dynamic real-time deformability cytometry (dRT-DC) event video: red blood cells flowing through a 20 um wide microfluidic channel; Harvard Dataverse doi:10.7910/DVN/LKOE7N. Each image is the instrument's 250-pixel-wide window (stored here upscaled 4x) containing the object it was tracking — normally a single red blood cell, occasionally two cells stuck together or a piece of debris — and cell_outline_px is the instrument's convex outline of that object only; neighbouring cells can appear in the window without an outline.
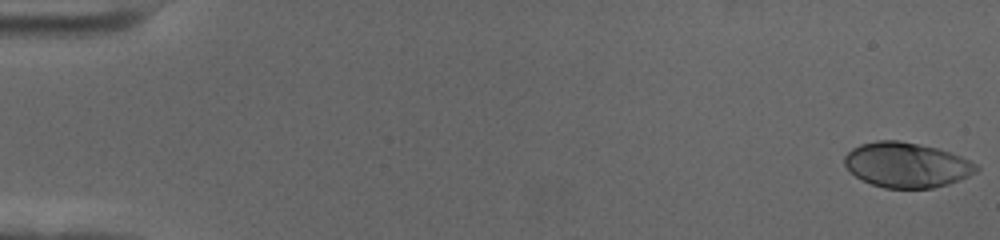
{"species": "human", "species_latin": "Homo sapiens", "temperature_condition": "cold", "stored_images_in_passage": 58, "camera_frame_rate_fps": 3000, "um_per_image_px": 0.085, "donor": {"sex": "female"}, "frame": {"image": 1, "passage_image": 1, "time_ms": 0.0, "image_size_px": [1000, 240], "cell_outline_px": [[980, 168], [976, 172], [968, 176], [948, 184], [932, 188], [884, 188], [872, 184], [856, 176], [844, 164], [844, 156], [852, 148], [860, 144], [876, 140], [896, 140], [936, 148], [960, 156], [976, 164]], "centroid_in_image_um": [77.05, 14.02], "position_along_channel_um": 8.0, "area_um2": 34.22}}
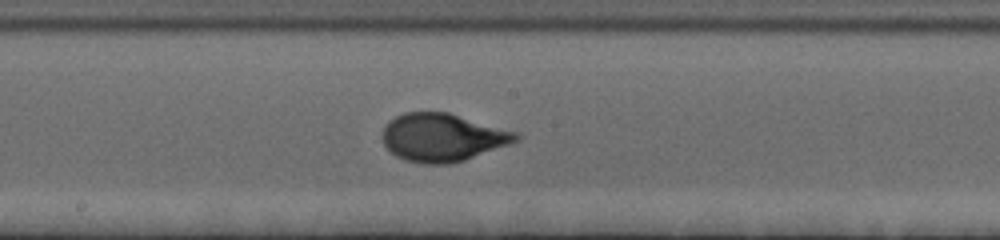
{"frame": {"image": 2, "passage_image": 32, "time_ms": 10.333, "image_size_px": [1000, 240], "cell_outline_px": [[520, 140], [464, 160], [448, 164], [424, 164], [404, 160], [396, 156], [384, 144], [384, 128], [388, 120], [404, 112], [448, 112], [516, 132], [520, 136]], "centroid_in_image_um": [37.61, 11.68], "position_along_channel_um": 210.6, "area_um2": 36.99}}
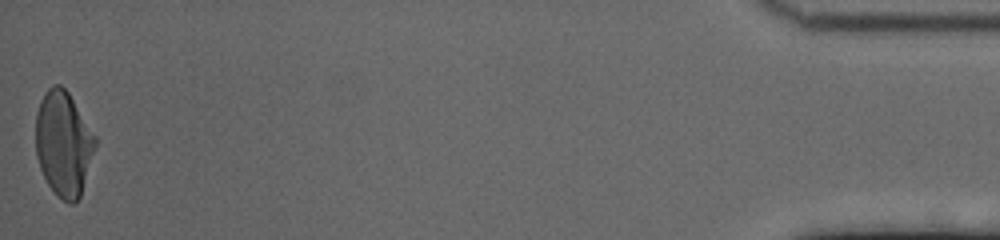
{"frame": {"image": 3, "passage_image": 58, "time_ms": 19.0, "image_size_px": [1000, 240], "cell_outline_px": [[96, 144], [80, 196], [72, 204], [68, 204], [56, 196], [48, 184], [40, 168], [36, 156], [36, 112], [40, 100], [44, 92], [52, 84], [60, 84], [68, 92], [96, 136]], "centroid_in_image_um": [5.38, 12.19], "position_along_channel_um": 429.8, "area_um2": 36.36}, "authors_computed_cell_mechanics": {"area_um2": 35.4892, "velocity_mm_per_s": 3.5294, "shape_relaxation_time_tau1_ms": 3.7597, "shape_relaxation_time_tau2_ms": null, "deformation_change_tau1": 0.1922, "deformation_change_tau2": null}}